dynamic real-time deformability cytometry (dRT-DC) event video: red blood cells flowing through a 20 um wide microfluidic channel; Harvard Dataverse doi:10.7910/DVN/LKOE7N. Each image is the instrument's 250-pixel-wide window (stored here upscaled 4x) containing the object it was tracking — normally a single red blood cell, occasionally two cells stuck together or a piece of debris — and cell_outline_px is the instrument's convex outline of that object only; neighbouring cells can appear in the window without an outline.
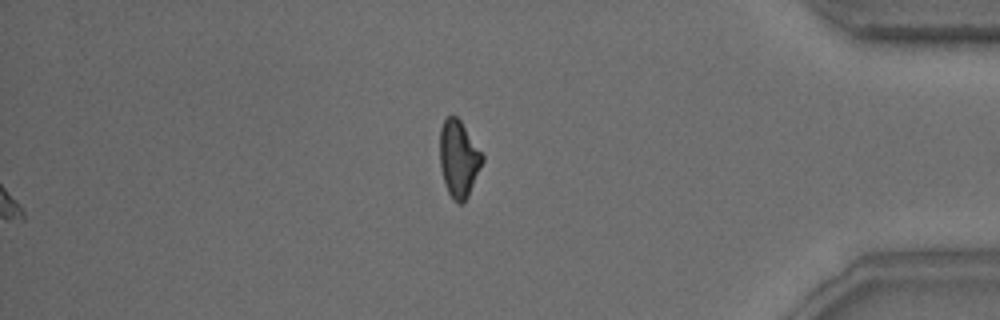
{"species": "common noctule bat (a hibernating species)", "species_latin": "Nyctalus noctula", "temperature_condition": "warm", "stored_images_in_passage": 36, "camera_frame_rate_fps": 3000, "um_per_image_px": 0.085, "animal": {"sex": "male", "body_mass_g": 15.6}, "frame": {"image": 1, "passage_image": 36, "time_ms": 11.667, "image_size_px": [1000, 320], "cell_outline_px": [[484, 160], [468, 196], [464, 204], [456, 204], [452, 200], [444, 184], [440, 168], [440, 128], [444, 120], [452, 112], [460, 120], [484, 156]], "centroid_in_image_um": [38.97, 13.52], "position_along_channel_um": 396.2, "area_um2": 19.25}}